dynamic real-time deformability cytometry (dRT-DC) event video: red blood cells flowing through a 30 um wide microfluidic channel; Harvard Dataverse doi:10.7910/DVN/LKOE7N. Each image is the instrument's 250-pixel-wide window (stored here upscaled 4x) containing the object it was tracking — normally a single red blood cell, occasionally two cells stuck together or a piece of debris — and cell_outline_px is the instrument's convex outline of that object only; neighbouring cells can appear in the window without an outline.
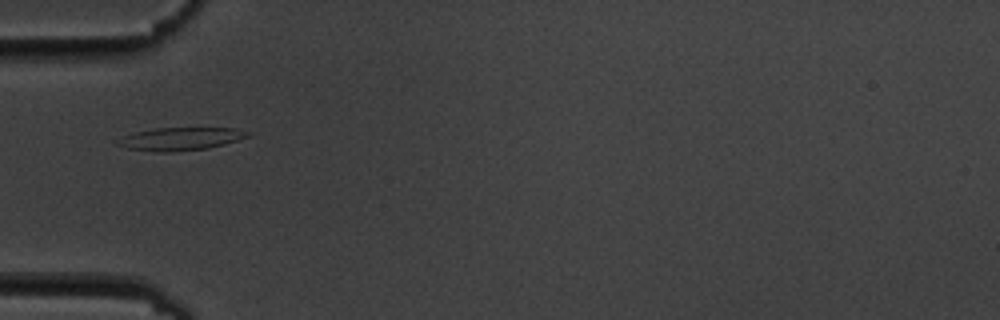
{"species": "common noctule bat (a hibernating species)", "species_latin": "Nyctalus noctula", "temperature_condition": "cold", "stored_images_in_passage": 11, "camera_frame_rate_fps": 3000, "um_per_image_px": 0.085, "animal": {"sex": "male", "body_mass_g": 19.5, "forearm_length_mm": 54.6}, "frame": {"image": 1, "passage_image": 1, "time_ms": 0.0, "image_size_px": [1000, 320], "cell_outline_px": [[252, 132], [248, 136], [224, 144], [208, 148], [172, 152], [160, 152], [128, 148], [116, 144], [116, 140], [124, 136], [136, 132], [156, 128], [236, 128]], "centroid_in_image_um": [15.35, 11.8], "position_along_channel_um": 69.6, "area_um2": 17.17}}
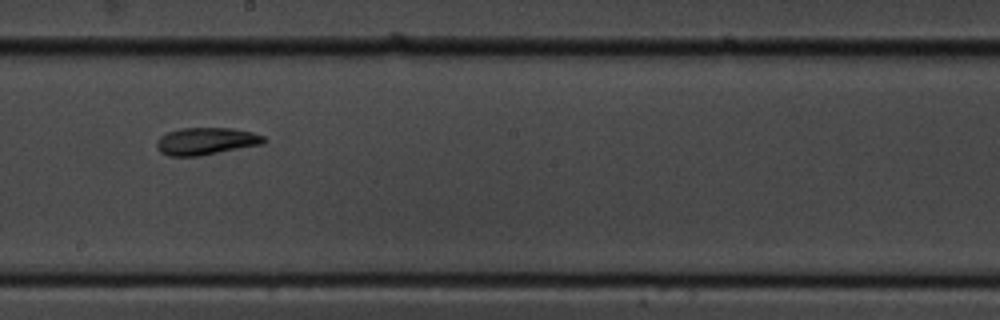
{"frame": {"image": 2, "passage_image": 5, "time_ms": 4.667, "image_size_px": [1000, 320], "cell_outline_px": [[268, 140], [264, 144], [200, 156], [168, 156], [160, 152], [156, 148], [156, 140], [160, 136], [168, 132], [180, 128], [232, 128], [252, 132], [264, 136]], "centroid_in_image_um": [17.52, 12.0], "position_along_channel_um": 230.7, "area_um2": 17.28}}
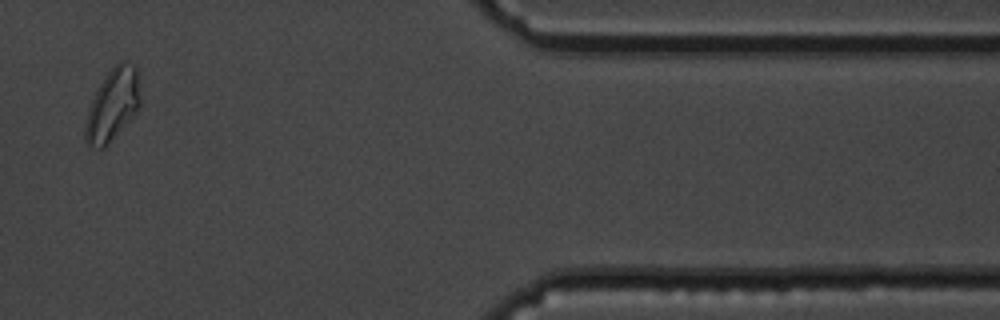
{"frame": {"image": 3, "passage_image": 10, "time_ms": 10.667, "image_size_px": [1000, 320], "cell_outline_px": [[140, 104], [108, 144], [104, 148], [88, 148], [84, 140], [84, 128], [88, 112], [92, 100], [100, 84], [108, 72], [120, 60], [124, 60], [136, 68], [140, 100]], "centroid_in_image_um": [9.52, 8.94], "position_along_channel_um": 401.9, "area_um2": 22.37}, "authors_computed_cell_mechanics": {"area_um2": 16.9932, "velocity_mm_per_s": 3.4684, "shape_relaxation_time_tau1_ms": 2.5681, "shape_relaxation_time_tau2_ms": 2.4491, "deformation_change_tau1": 0.1347, "deformation_change_tau2": 0.1015}}